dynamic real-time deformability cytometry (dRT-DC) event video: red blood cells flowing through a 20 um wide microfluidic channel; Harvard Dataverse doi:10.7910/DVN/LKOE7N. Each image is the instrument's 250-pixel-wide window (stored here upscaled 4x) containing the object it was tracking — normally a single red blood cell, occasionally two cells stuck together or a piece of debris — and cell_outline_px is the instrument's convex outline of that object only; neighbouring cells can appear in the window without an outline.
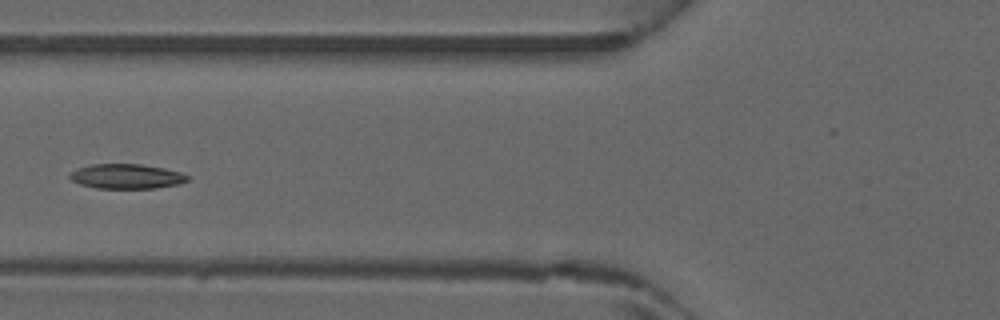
{"species": "common noctule bat (a hibernating species)", "species_latin": "Nyctalus noctula", "temperature_condition": "warm", "stored_images_in_passage": 3, "camera_frame_rate_fps": 3000, "um_per_image_px": 0.085, "animal": {"sex": "male", "forearm_length_mm": 52.5}, "frame": {"image": 1, "passage_image": 3, "time_ms": 0.667, "image_size_px": [1000, 320], "cell_outline_px": [[188, 180], [180, 184], [156, 188], [96, 188], [80, 184], [72, 180], [68, 176], [76, 168], [88, 164], [140, 164], [164, 168], [180, 172], [188, 176]], "centroid_in_image_um": [10.74, 14.98], "position_along_channel_um": 115.1, "area_um2": 16.99}}